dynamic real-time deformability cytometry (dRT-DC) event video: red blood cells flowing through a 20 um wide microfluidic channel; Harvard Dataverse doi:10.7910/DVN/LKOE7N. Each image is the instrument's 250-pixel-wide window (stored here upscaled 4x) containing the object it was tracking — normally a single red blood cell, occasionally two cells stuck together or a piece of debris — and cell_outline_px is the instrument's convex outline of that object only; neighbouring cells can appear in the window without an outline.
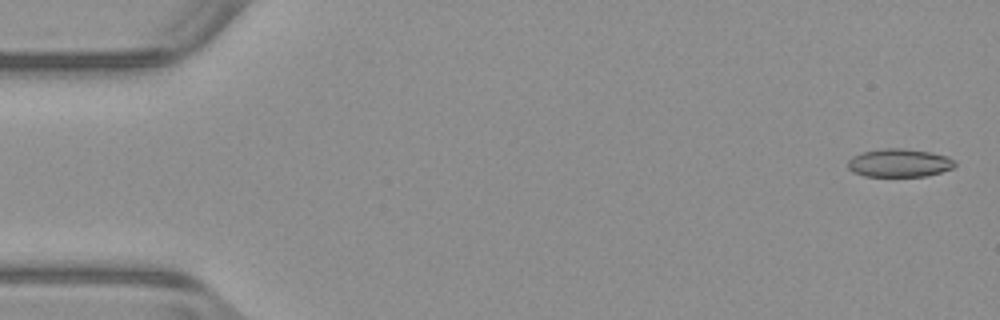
{"species": "common noctule bat (a hibernating species)", "species_latin": "Nyctalus noctula", "temperature_condition": "warm", "stored_images_in_passage": 53, "camera_frame_rate_fps": 3000, "um_per_image_px": 0.085, "animal": {"sex": "male", "body_mass_g": 23.1, "forearm_length_mm": 52.7}, "frame": {"image": 1, "passage_image": 2, "time_ms": 0.333, "image_size_px": [1000, 320], "cell_outline_px": [[956, 164], [952, 168], [940, 172], [924, 176], [864, 176], [852, 172], [848, 168], [848, 160], [852, 156], [864, 152], [884, 148], [900, 148], [932, 152], [948, 156]], "centroid_in_image_um": [76.42, 13.84], "position_along_channel_um": 8.6, "area_um2": 17.51}}
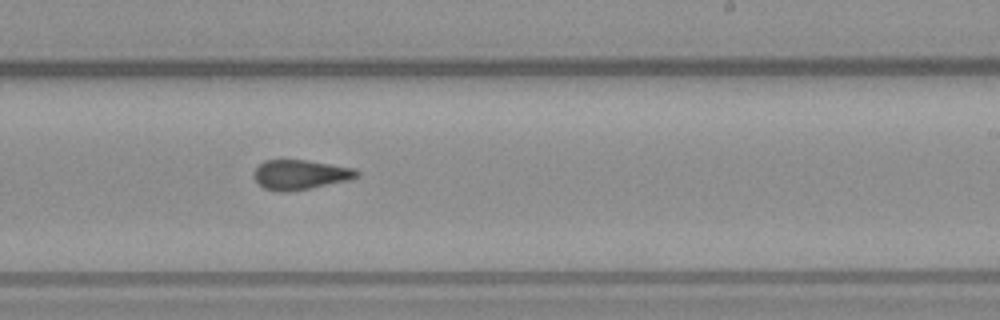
{"frame": {"image": 2, "passage_image": 32, "time_ms": 10.333, "image_size_px": [1000, 320], "cell_outline_px": [[360, 176], [352, 180], [308, 188], [284, 192], [280, 192], [264, 188], [252, 176], [256, 168], [264, 160], [308, 160], [356, 168], [360, 172]], "centroid_in_image_um": [25.58, 14.84], "position_along_channel_um": 263.4, "area_um2": 17.92}}
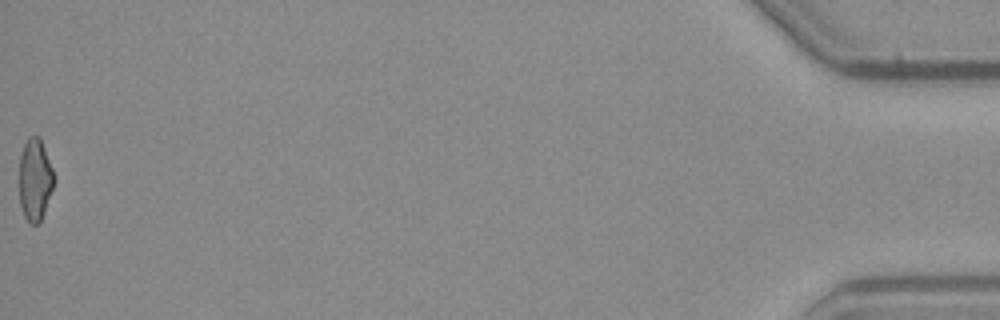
{"frame": {"image": 3, "passage_image": 53, "time_ms": 17.333, "image_size_px": [1000, 320], "cell_outline_px": [[52, 188], [40, 224], [28, 224], [24, 216], [20, 204], [20, 156], [24, 144], [28, 136], [40, 136], [52, 168]], "centroid_in_image_um": [2.95, 15.28], "position_along_channel_um": 432.3, "area_um2": 16.36}, "authors_computed_cell_mechanics": {"area_um2": 17.8024, "velocity_mm_per_s": 3.9688, "shape_relaxation_time_tau1_ms": null, "shape_relaxation_time_tau2_ms": 1.6107, "deformation_change_tau1": null, "deformation_change_tau2": 0.0941}}